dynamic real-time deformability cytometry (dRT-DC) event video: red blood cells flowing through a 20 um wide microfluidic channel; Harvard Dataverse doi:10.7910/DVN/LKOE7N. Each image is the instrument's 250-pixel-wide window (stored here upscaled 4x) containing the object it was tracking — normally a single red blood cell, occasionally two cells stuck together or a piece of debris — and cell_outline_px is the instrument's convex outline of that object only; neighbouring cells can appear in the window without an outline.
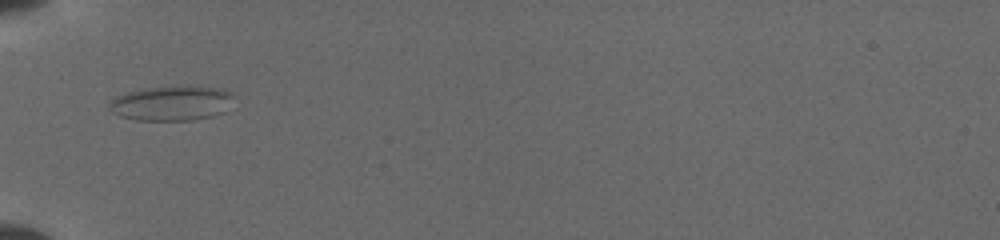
{"species": "common noctule bat (a hibernating species)", "species_latin": "Nyctalus noctula", "temperature_condition": "cold", "stored_images_in_passage": 23, "camera_frame_rate_fps": 3000, "um_per_image_px": 0.085, "animal": {"sex": "female", "body_mass_g": 19.5, "forearm_length_mm": 54.1}, "frame": {"image": 1, "passage_image": 1, "time_ms": 0.0, "image_size_px": [1000, 240], "cell_outline_px": [[236, 96], [224, 112], [212, 116], [192, 120], [136, 120], [120, 116], [112, 112], [108, 108], [108, 104], [116, 96], [128, 92], [152, 88], [188, 84], [224, 88]], "centroid_in_image_um": [14.65, 8.75], "position_along_channel_um": 70.3, "area_um2": 25.66}}
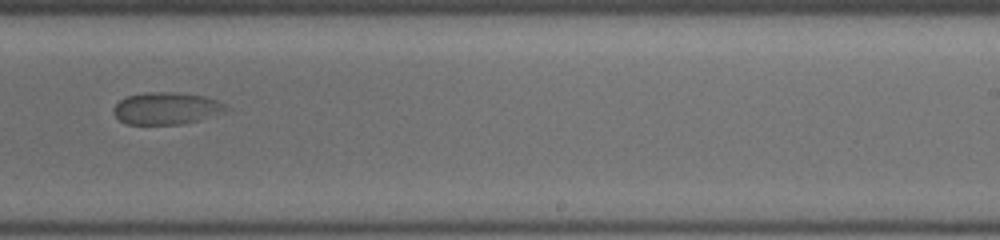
{"frame": {"image": 2, "passage_image": 13, "time_ms": 5.333, "image_size_px": [1000, 240], "cell_outline_px": [[232, 108], [196, 120], [180, 124], [128, 124], [120, 120], [112, 112], [112, 108], [120, 100], [128, 96], [144, 92], [172, 92], [204, 96], [216, 100]], "centroid_in_image_um": [14.09, 9.2], "position_along_channel_um": 274.9, "area_um2": 20.69}}
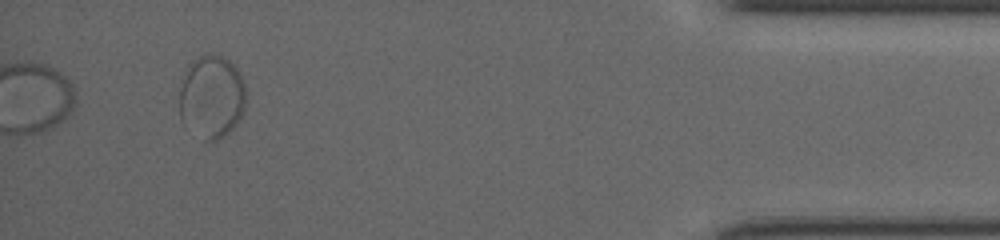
{"frame": {"image": 3, "passage_image": 23, "time_ms": 10.333, "image_size_px": [1000, 240], "cell_outline_px": [[244, 112], [236, 124], [224, 136], [216, 140], [204, 140], [184, 128], [180, 120], [180, 88], [188, 64], [192, 60], [208, 52], [220, 56], [228, 60], [240, 72], [244, 84]], "centroid_in_image_um": [17.96, 8.24], "position_along_channel_um": 417.2, "area_um2": 32.48}}